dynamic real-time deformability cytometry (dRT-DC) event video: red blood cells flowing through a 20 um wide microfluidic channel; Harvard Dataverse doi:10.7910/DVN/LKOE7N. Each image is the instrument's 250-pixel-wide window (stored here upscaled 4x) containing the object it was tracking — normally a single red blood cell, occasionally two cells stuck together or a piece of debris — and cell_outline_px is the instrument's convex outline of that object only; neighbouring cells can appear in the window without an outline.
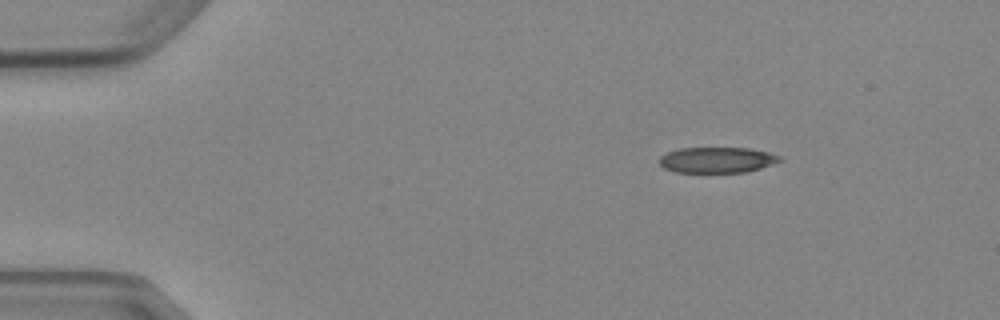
{"species": "Egyptian fruit bat (a non-hibernating species)", "species_latin": "Rousettus aegyptiacus", "temperature_condition": "cold", "stored_images_in_passage": 3, "camera_frame_rate_fps": 3000, "um_per_image_px": 0.085, "animal": {"sex": "female"}, "frame": {"image": 1, "passage_image": 1, "time_ms": 0.0, "image_size_px": [1000, 320], "cell_outline_px": [[784, 160], [760, 168], [744, 172], [672, 172], [664, 168], [660, 164], [660, 156], [668, 152], [680, 148], [748, 148], [768, 152], [780, 156]], "centroid_in_image_um": [60.94, 13.59], "position_along_channel_um": 24.1, "area_um2": 17.98}}